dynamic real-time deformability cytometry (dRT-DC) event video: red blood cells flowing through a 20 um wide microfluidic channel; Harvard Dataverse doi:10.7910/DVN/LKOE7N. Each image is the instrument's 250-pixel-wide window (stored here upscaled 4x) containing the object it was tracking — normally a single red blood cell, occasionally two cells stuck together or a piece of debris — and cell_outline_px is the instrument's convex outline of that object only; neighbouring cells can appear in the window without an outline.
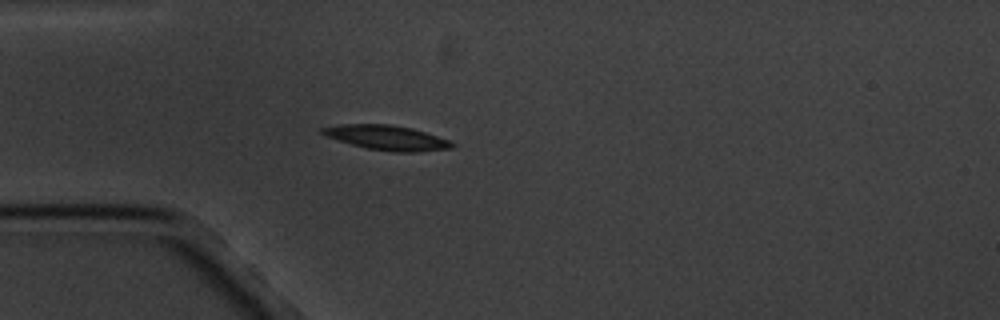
{"species": "common noctule bat (a hibernating species)", "species_latin": "Nyctalus noctula", "temperature_condition": "cold", "stored_images_in_passage": 3, "camera_frame_rate_fps": 3000, "um_per_image_px": 0.085, "animal": {"sex": "male", "body_mass_g": 20.1, "forearm_length_mm": 53.5}, "frame": {"image": 1, "passage_image": 3, "time_ms": 2.0, "image_size_px": [1000, 320], "cell_outline_px": [[456, 144], [452, 148], [416, 152], [396, 152], [368, 148], [352, 144], [328, 136], [320, 132], [320, 128], [340, 124], [388, 124], [412, 128], [448, 140]], "centroid_in_image_um": [32.9, 11.7], "position_along_channel_um": 52.1, "area_um2": 18.32}}